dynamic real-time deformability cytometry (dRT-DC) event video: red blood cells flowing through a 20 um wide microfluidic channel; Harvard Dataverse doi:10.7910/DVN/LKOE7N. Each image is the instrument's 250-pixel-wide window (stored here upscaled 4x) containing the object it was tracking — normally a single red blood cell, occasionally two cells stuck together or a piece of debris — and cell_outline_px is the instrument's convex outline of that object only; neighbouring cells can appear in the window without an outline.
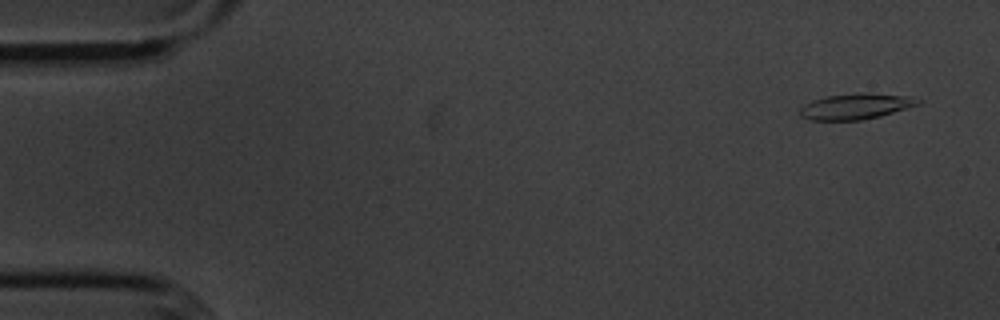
{"species": "common noctule bat (a hibernating species)", "species_latin": "Nyctalus noctula", "temperature_condition": "cold", "stored_images_in_passage": 4, "camera_frame_rate_fps": 3000, "um_per_image_px": 0.085, "animal": {"sex": "male", "body_mass_g": 20.1, "forearm_length_mm": 53.5}, "frame": {"image": 1, "passage_image": 1, "time_ms": 0.0, "image_size_px": [1000, 320], "cell_outline_px": [[924, 100], [920, 104], [880, 116], [860, 120], [812, 120], [800, 116], [800, 108], [804, 104], [812, 100], [824, 96], [860, 92], [868, 92], [912, 96]], "centroid_in_image_um": [72.77, 9.02], "position_along_channel_um": 12.2, "area_um2": 18.03}}